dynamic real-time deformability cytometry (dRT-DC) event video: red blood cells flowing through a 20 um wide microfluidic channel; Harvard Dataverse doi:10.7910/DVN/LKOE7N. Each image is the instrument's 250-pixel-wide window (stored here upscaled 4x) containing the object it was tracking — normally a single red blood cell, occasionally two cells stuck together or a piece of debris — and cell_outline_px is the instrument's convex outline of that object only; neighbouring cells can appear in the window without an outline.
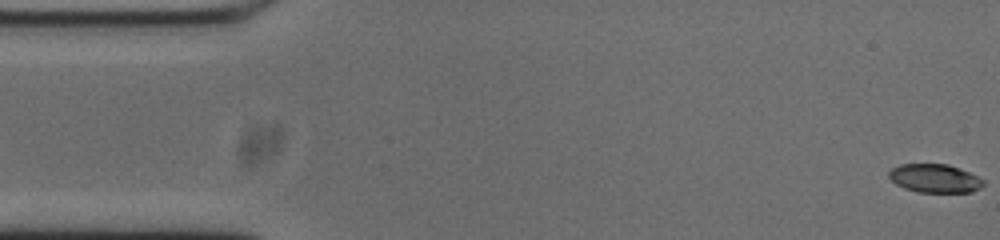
{"species": "common noctule bat (a hibernating species)", "species_latin": "Nyctalus noctula", "temperature_condition": "cold", "stored_images_in_passage": 54, "camera_frame_rate_fps": 3000, "um_per_image_px": 0.085, "animal": {"sex": "male", "body_mass_g": 20.0, "forearm_length_mm": 53.3}, "frame": {"image": 1, "passage_image": 1, "time_ms": 0.0, "image_size_px": [1000, 240], "cell_outline_px": [[984, 184], [980, 188], [972, 192], [916, 192], [904, 188], [896, 184], [888, 176], [888, 172], [892, 168], [900, 164], [948, 164], [968, 172], [984, 180]], "centroid_in_image_um": [79.43, 15.16], "position_along_channel_um": 5.6, "area_um2": 15.66}}
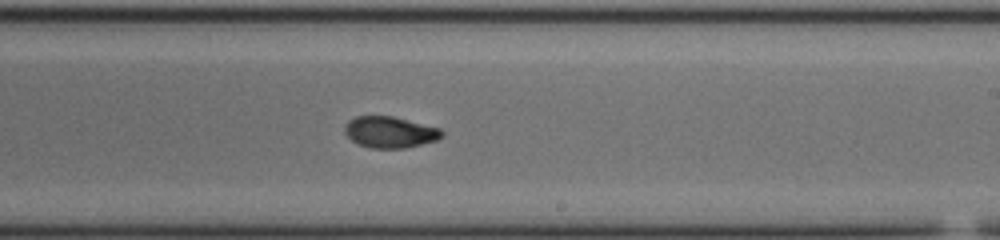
{"frame": {"image": 2, "passage_image": 31, "time_ms": 10.0, "image_size_px": [1000, 240], "cell_outline_px": [[444, 136], [436, 140], [404, 148], [368, 148], [352, 140], [344, 132], [344, 124], [348, 120], [356, 116], [392, 116], [440, 128], [444, 132]], "centroid_in_image_um": [33.13, 11.22], "position_along_channel_um": 255.9, "area_um2": 17.69}}
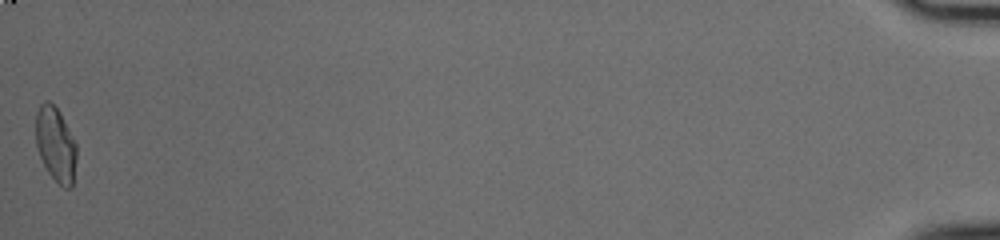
{"frame": {"image": 3, "passage_image": 54, "time_ms": 17.667, "image_size_px": [1000, 240], "cell_outline_px": [[76, 160], [72, 188], [64, 188], [48, 172], [40, 156], [36, 144], [36, 112], [40, 104], [44, 100], [48, 100], [60, 112], [76, 144]], "centroid_in_image_um": [4.73, 12.26], "position_along_channel_um": 430.5, "area_um2": 17.57}, "authors_computed_cell_mechanics": {"area_um2": 17.8313, "velocity_mm_per_s": 3.7367, "shape_relaxation_time_tau1_ms": 5.8005, "shape_relaxation_time_tau2_ms": 2.105, "deformation_change_tau1": 0.2095, "deformation_change_tau2": 0.0597}}